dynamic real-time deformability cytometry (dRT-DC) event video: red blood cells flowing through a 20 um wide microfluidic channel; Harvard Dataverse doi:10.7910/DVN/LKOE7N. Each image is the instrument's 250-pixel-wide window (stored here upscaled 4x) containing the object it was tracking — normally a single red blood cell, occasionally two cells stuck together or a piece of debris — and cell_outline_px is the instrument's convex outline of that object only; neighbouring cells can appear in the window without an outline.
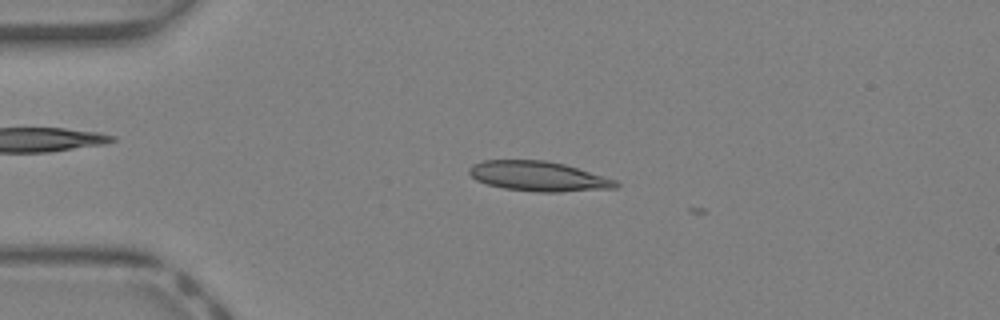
{"species": "Egyptian fruit bat (a non-hibernating species)", "species_latin": "Rousettus aegyptiacus", "temperature_condition": "warm", "stored_images_in_passage": 6, "camera_frame_rate_fps": 3000, "um_per_image_px": 0.085, "animal": {"sex": "female"}, "frame": {"image": 1, "passage_image": 3, "time_ms": 0.667, "image_size_px": [1000, 320], "cell_outline_px": [[620, 184], [616, 188], [556, 192], [536, 192], [504, 188], [488, 184], [476, 180], [468, 172], [468, 168], [472, 164], [484, 160], [544, 160], [564, 164], [616, 180]], "centroid_in_image_um": [45.74, 14.98], "position_along_channel_um": 39.3, "area_um2": 25.37}}